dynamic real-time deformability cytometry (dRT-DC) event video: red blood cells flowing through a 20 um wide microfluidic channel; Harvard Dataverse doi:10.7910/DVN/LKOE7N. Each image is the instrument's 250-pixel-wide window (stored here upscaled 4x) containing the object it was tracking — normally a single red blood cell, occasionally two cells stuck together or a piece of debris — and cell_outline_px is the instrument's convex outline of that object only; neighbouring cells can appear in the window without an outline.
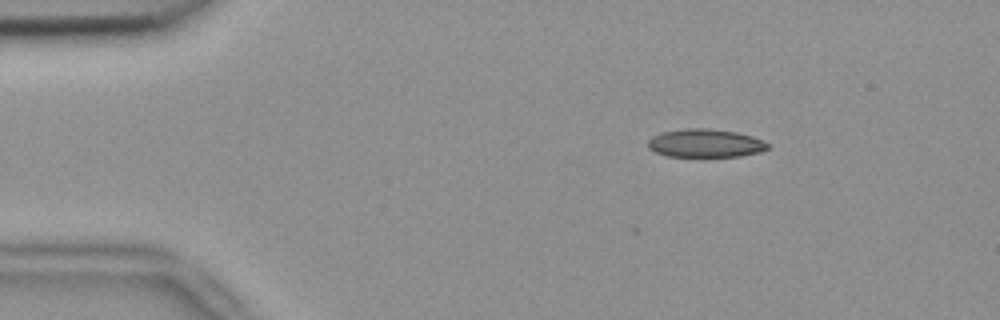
{"species": "common noctule bat (a hibernating species)", "species_latin": "Nyctalus noctula", "temperature_condition": "room temperature", "stored_images_in_passage": 29, "camera_frame_rate_fps": 3000, "um_per_image_px": 0.085, "animal": {"sex": "female", "body_mass_g": 18.4}, "frame": {"image": 1, "passage_image": 1, "time_ms": 0.0, "image_size_px": [1000, 320], "cell_outline_px": [[768, 148], [760, 152], [740, 156], [704, 160], [668, 156], [656, 152], [648, 148], [648, 140], [652, 136], [664, 132], [688, 128], [704, 128], [736, 132], [752, 136], [768, 144]], "centroid_in_image_um": [59.93, 12.23], "position_along_channel_um": 25.1, "area_um2": 20.46}}
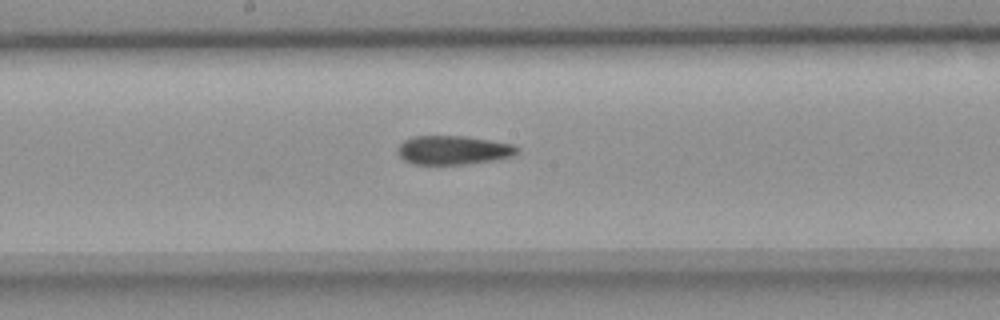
{"frame": {"image": 2, "passage_image": 21, "time_ms": 6.667, "image_size_px": [1000, 320], "cell_outline_px": [[520, 152], [516, 156], [496, 160], [464, 164], [412, 164], [404, 160], [396, 152], [400, 144], [404, 140], [412, 136], [464, 136], [512, 144], [520, 148]], "centroid_in_image_um": [38.56, 12.76], "position_along_channel_um": 209.6, "area_um2": 20.29}}
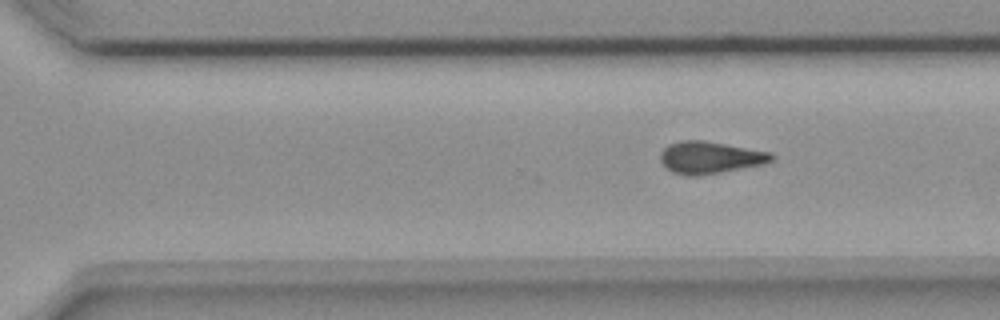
{"frame": {"image": 3, "passage_image": 29, "time_ms": 9.333, "image_size_px": [1000, 320], "cell_outline_px": [[776, 156], [772, 160], [764, 164], [720, 172], [696, 176], [688, 176], [672, 172], [660, 160], [660, 152], [668, 144], [680, 140], [704, 140], [772, 152]], "centroid_in_image_um": [60.36, 13.37], "position_along_channel_um": 310.2, "area_um2": 20.87}}